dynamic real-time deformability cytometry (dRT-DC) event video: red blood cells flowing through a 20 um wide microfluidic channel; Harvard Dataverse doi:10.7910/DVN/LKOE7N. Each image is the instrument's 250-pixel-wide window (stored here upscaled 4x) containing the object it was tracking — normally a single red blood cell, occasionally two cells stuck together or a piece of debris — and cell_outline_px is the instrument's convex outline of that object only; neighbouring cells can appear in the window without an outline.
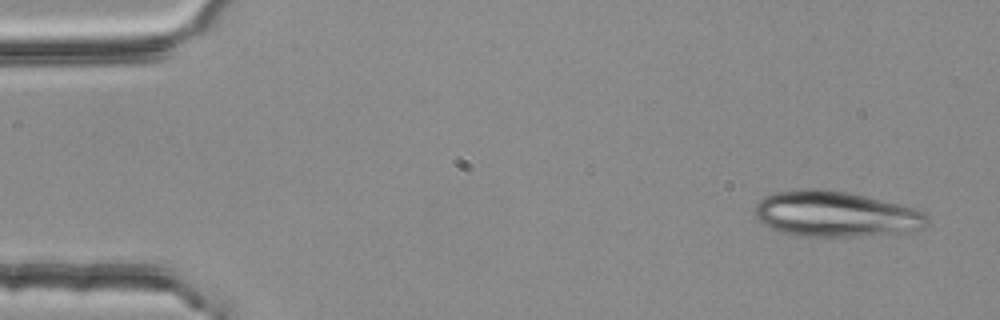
{"species": "common noctule bat (a hibernating species)", "species_latin": "Nyctalus noctula", "temperature_condition": "room temperature", "stored_images_in_passage": 2, "camera_frame_rate_fps": 3000, "um_per_image_px": 0.085, "animal": {"sex": "female", "body_mass_g": 25.1}, "frame": {"image": 1, "passage_image": 1, "time_ms": 0.0, "image_size_px": [1000, 320], "cell_outline_px": [[928, 220], [924, 228], [904, 232], [852, 236], [796, 236], [780, 232], [768, 228], [756, 216], [756, 204], [764, 196], [772, 192], [800, 188], [820, 188], [848, 192], [912, 208], [924, 212]], "centroid_in_image_um": [70.95, 18.18], "position_along_channel_um": 14.1, "area_um2": 45.6}}